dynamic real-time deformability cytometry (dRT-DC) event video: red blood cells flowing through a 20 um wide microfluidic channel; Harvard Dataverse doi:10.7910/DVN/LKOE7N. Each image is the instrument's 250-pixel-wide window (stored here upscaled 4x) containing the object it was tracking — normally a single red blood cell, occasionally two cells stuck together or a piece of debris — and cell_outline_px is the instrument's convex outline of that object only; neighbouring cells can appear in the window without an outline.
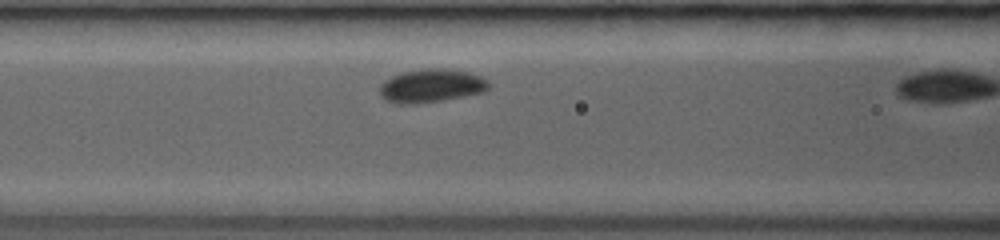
{"species": "common noctule bat (a hibernating species)", "species_latin": "Nyctalus noctula", "temperature_condition": "room temperature", "stored_images_in_passage": 4, "camera_frame_rate_fps": 3000, "um_per_image_px": 0.085, "animal": {"sex": "female", "body_mass_g": 19.0, "forearm_length_mm": 53.3}, "frame": {"image": 1, "passage_image": 3, "time_ms": 1.667, "image_size_px": [1000, 240], "cell_outline_px": [[492, 84], [484, 92], [444, 100], [416, 104], [400, 104], [384, 100], [380, 96], [380, 84], [384, 80], [392, 76], [404, 72], [424, 68], [444, 68], [468, 72], [480, 76], [488, 80]], "centroid_in_image_um": [36.66, 7.29], "position_along_channel_um": 129.9, "area_um2": 21.44}}